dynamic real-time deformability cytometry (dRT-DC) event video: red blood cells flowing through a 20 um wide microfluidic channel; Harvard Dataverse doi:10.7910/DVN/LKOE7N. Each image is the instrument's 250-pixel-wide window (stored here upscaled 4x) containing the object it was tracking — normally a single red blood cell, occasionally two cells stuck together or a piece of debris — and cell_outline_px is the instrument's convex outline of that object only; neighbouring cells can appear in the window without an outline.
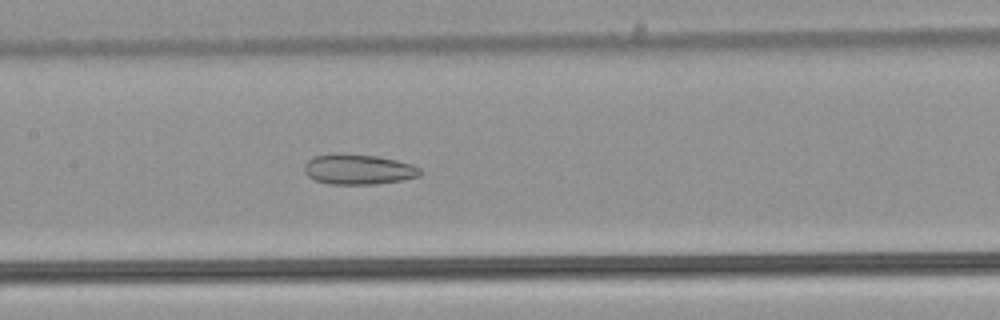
{"species": "common noctule bat (a hibernating species)", "species_latin": "Nyctalus noctula", "temperature_condition": "warm", "stored_images_in_passage": 49, "camera_frame_rate_fps": 3000, "um_per_image_px": 0.085, "animal": {"sex": "male", "body_mass_g": 21.5, "forearm_length_mm": 52.0}, "frame": {"image": 1, "passage_image": 23, "time_ms": 7.333, "image_size_px": [1000, 320], "cell_outline_px": [[424, 172], [420, 176], [400, 180], [376, 184], [328, 184], [316, 180], [308, 176], [304, 172], [304, 164], [312, 156], [332, 152], [376, 156], [396, 160], [412, 164], [420, 168]], "centroid_in_image_um": [30.43, 14.38], "position_along_channel_um": 177.0, "area_um2": 20.69}}
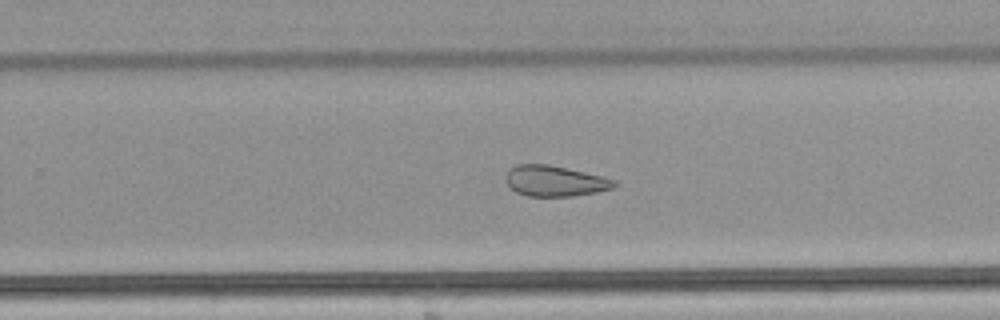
{"frame": {"image": 2, "passage_image": 31, "time_ms": 10.0, "image_size_px": [1000, 320], "cell_outline_px": [[616, 184], [612, 188], [596, 192], [572, 196], [528, 196], [516, 192], [504, 180], [504, 176], [516, 164], [548, 164], [604, 176], [616, 180]], "centroid_in_image_um": [47.16, 15.38], "position_along_channel_um": 282.6, "area_um2": 19.36}}
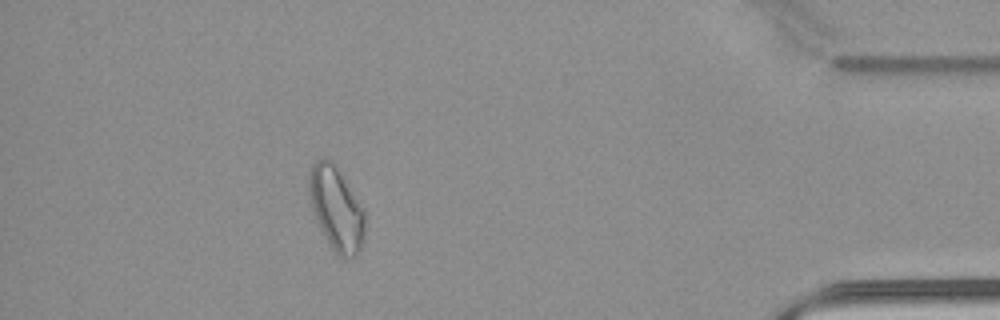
{"frame": {"image": 3, "passage_image": 44, "time_ms": 14.333, "image_size_px": [1000, 320], "cell_outline_px": [[364, 240], [360, 248], [352, 256], [344, 260], [332, 248], [320, 228], [316, 220], [308, 196], [308, 176], [312, 164], [316, 160], [332, 160], [336, 164], [364, 208]], "centroid_in_image_um": [28.57, 17.69], "position_along_channel_um": 406.6, "area_um2": 27.28}, "authors_computed_cell_mechanics": {"area_um2": 25.0852, "velocity_mm_per_s": 3.9854, "shape_relaxation_time_tau1_ms": null, "shape_relaxation_time_tau2_ms": 3.2165, "deformation_change_tau1": null, "deformation_change_tau2": 0.1127}}